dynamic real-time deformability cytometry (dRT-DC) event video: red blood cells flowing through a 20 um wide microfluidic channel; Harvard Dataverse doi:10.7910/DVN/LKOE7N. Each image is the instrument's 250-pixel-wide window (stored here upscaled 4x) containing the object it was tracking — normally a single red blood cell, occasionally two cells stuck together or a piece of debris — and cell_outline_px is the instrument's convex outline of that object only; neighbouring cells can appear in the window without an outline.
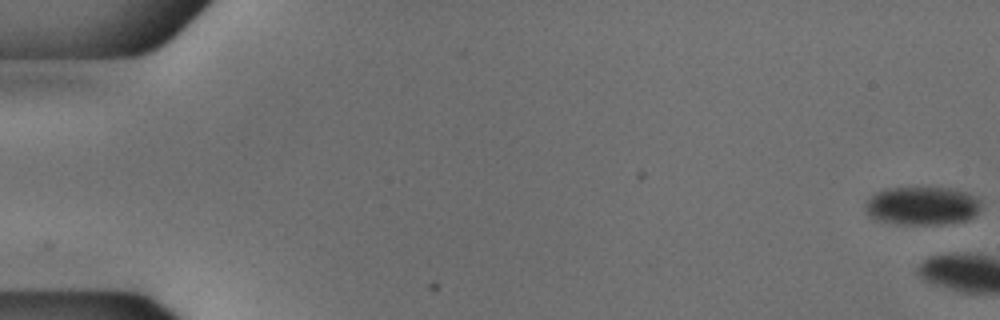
{"species": "common noctule bat (a hibernating species)", "species_latin": "Nyctalus noctula", "temperature_condition": "cold", "stored_images_in_passage": 8, "camera_frame_rate_fps": 3000, "um_per_image_px": 0.085, "animal": {"sex": "male", "body_mass_g": 18.8}, "frame": {"image": 1, "passage_image": 1, "time_ms": 0.0, "image_size_px": [1000, 320], "cell_outline_px": [[980, 208], [968, 220], [940, 224], [896, 224], [876, 220], [868, 216], [864, 212], [864, 204], [876, 192], [884, 188], [948, 188], [968, 192], [980, 200]], "centroid_in_image_um": [78.33, 17.5], "position_along_channel_um": 6.7, "area_um2": 26.01}}